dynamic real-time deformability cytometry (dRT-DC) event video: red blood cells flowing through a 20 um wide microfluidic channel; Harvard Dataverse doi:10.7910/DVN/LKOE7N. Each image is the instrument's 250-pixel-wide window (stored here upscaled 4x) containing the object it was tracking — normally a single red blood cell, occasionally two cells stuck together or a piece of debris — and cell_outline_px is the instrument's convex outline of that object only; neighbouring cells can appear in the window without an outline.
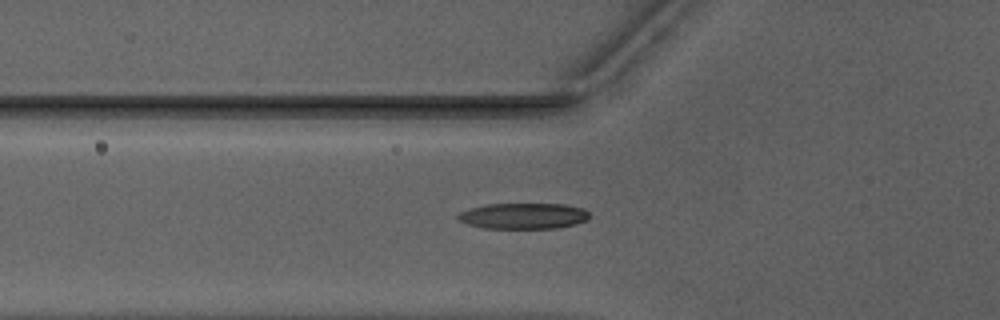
{"species": "Egyptian fruit bat (a non-hibernating species)", "species_latin": "Rousettus aegyptiacus", "temperature_condition": "warm", "stored_images_in_passage": 19, "camera_frame_rate_fps": 3000, "um_per_image_px": 0.085, "animal": {"sex": "male"}, "frame": {"image": 1, "passage_image": 19, "time_ms": 6.0, "image_size_px": [1000, 320], "cell_outline_px": [[592, 216], [588, 220], [576, 224], [548, 232], [484, 232], [456, 220], [456, 216], [460, 212], [468, 208], [492, 200], [504, 200], [564, 204], [584, 208]], "centroid_in_image_um": [44.36, 18.4], "position_along_channel_um": 81.4, "area_um2": 24.04}}